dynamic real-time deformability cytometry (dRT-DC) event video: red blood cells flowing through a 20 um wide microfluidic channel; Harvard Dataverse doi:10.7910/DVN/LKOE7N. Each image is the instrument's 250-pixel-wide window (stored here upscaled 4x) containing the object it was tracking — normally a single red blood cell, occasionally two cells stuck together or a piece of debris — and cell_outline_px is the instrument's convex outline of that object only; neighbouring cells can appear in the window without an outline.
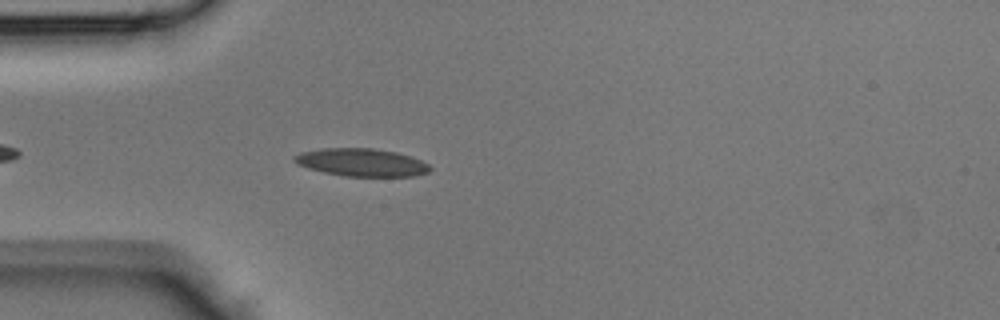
{"species": "Egyptian fruit bat (a non-hibernating species)", "species_latin": "Rousettus aegyptiacus", "temperature_condition": "room temperature", "stored_images_in_passage": 12, "camera_frame_rate_fps": 3000, "um_per_image_px": 0.085, "animal": {"sex": "male"}, "frame": {"image": 1, "passage_image": 4, "time_ms": 1.0, "image_size_px": [1000, 320], "cell_outline_px": [[432, 168], [428, 172], [412, 176], [344, 176], [324, 172], [308, 168], [296, 164], [292, 160], [292, 156], [300, 152], [320, 148], [372, 148], [396, 152], [420, 160], [428, 164]], "centroid_in_image_um": [30.67, 13.8], "position_along_channel_um": 54.3, "area_um2": 21.96}}
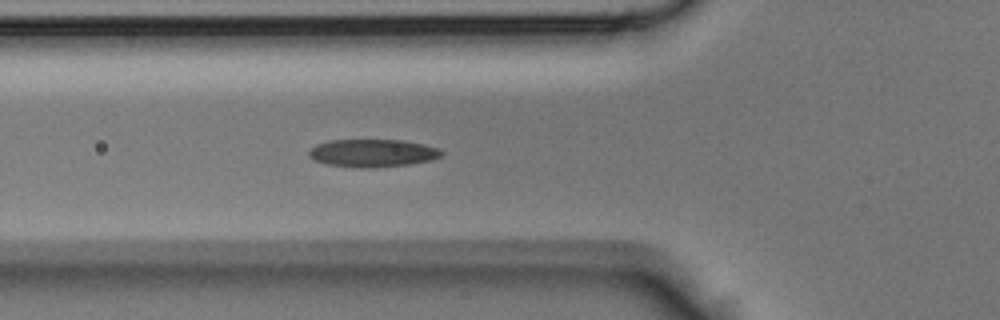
{"frame": {"image": 2, "passage_image": 7, "time_ms": 2.0, "image_size_px": [1000, 320], "cell_outline_px": [[444, 152], [440, 156], [432, 160], [408, 164], [368, 168], [356, 168], [328, 164], [312, 160], [308, 156], [308, 152], [316, 144], [328, 140], [404, 140], [424, 144], [436, 148]], "centroid_in_image_um": [31.63, 13.01], "position_along_channel_um": 94.2, "area_um2": 21.5}}
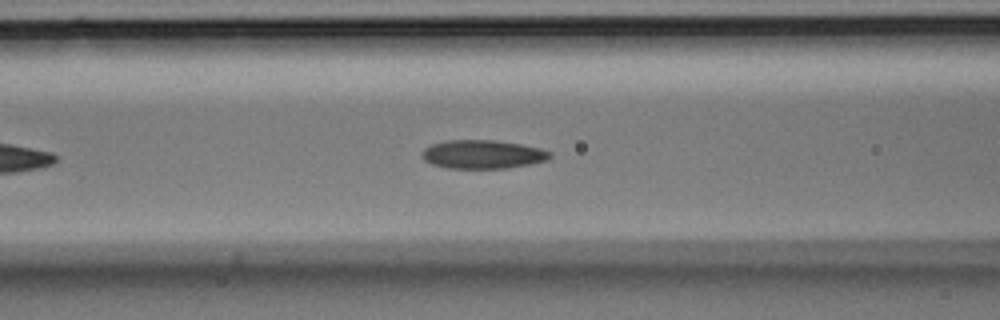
{"frame": {"image": 3, "passage_image": 9, "time_ms": 2.667, "image_size_px": [1000, 320], "cell_outline_px": [[552, 156], [548, 160], [508, 168], [448, 168], [432, 164], [424, 160], [420, 156], [424, 148], [432, 144], [444, 140], [496, 140], [520, 144], [540, 148], [552, 152]], "centroid_in_image_um": [41.02, 13.11], "position_along_channel_um": 125.6, "area_um2": 21.44}}